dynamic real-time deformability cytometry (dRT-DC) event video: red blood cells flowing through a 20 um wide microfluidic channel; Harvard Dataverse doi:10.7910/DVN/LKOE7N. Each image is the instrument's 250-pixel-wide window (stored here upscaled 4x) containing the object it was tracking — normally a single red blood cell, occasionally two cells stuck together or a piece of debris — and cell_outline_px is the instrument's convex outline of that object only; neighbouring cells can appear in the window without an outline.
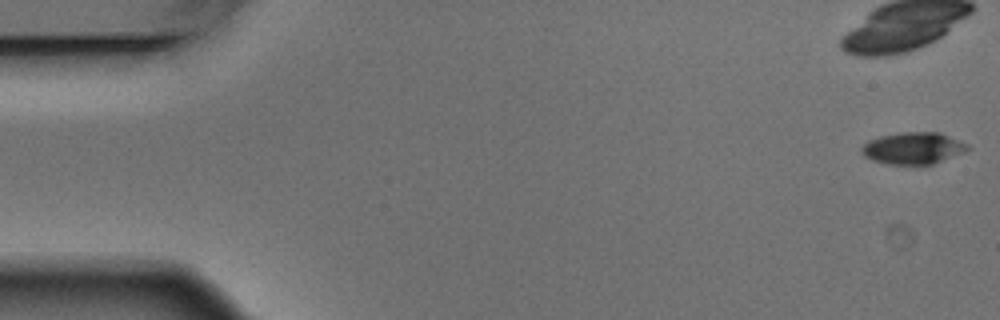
{"species": "Egyptian fruit bat (a non-hibernating species)", "species_latin": "Rousettus aegyptiacus", "temperature_condition": "warm", "stored_images_in_passage": 4, "camera_frame_rate_fps": 3000, "um_per_image_px": 0.085, "animal": {"sex": "male"}, "frame": {"image": 1, "passage_image": 1, "time_ms": 0.0, "image_size_px": [1000, 320], "cell_outline_px": [[972, 148], [964, 152], [932, 164], [888, 164], [872, 160], [864, 156], [860, 152], [860, 148], [868, 140], [880, 136], [900, 132], [940, 132], [968, 144]], "centroid_in_image_um": [77.6, 12.58], "position_along_channel_um": 7.4, "area_um2": 19.71}}